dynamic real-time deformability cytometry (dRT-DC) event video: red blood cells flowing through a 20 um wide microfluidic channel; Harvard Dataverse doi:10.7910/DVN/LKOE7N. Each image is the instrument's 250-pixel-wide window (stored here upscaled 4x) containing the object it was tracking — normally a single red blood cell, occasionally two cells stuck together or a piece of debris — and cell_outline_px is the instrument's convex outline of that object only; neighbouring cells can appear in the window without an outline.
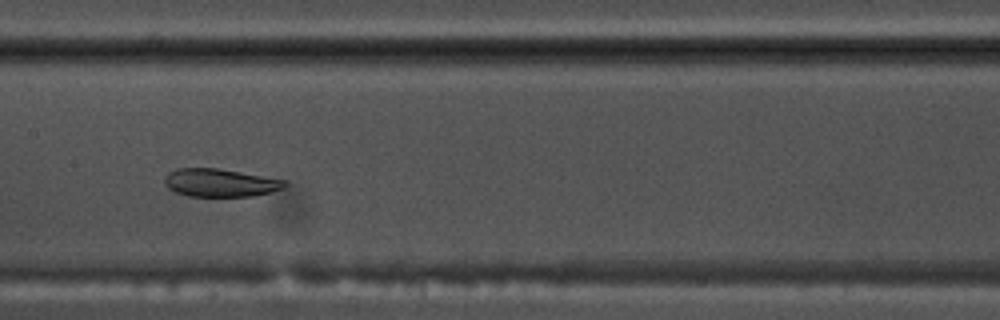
{"species": "common noctule bat (a hibernating species)", "species_latin": "Nyctalus noctula", "temperature_condition": "warm", "stored_images_in_passage": 52, "camera_frame_rate_fps": 3000, "um_per_image_px": 0.085, "animal": {"sex": "male", "body_mass_g": 17.5, "forearm_length_mm": 52.3}, "frame": {"image": 1, "passage_image": 25, "time_ms": 8.0, "image_size_px": [1000, 320], "cell_outline_px": [[288, 184], [284, 188], [252, 196], [188, 196], [176, 192], [168, 188], [164, 184], [164, 176], [168, 172], [176, 168], [216, 168], [240, 172], [284, 180]], "centroid_in_image_um": [18.65, 15.53], "position_along_channel_um": 188.7, "area_um2": 19.48}}
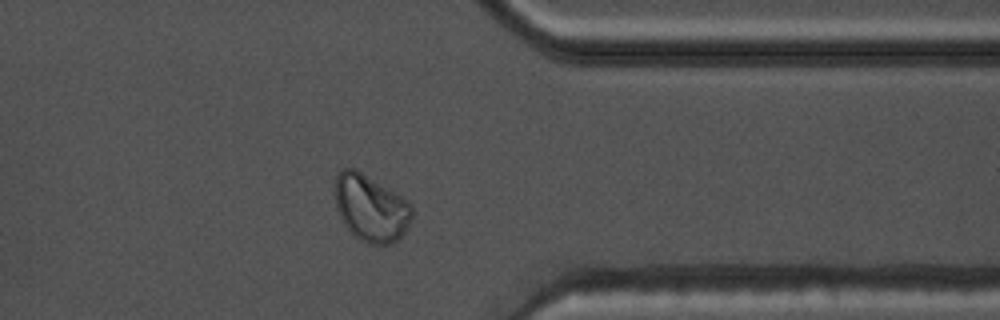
{"frame": {"image": 2, "passage_image": 41, "time_ms": 13.333, "image_size_px": [1000, 320], "cell_outline_px": [[412, 216], [408, 228], [396, 240], [388, 244], [368, 244], [360, 240], [344, 224], [336, 208], [332, 192], [336, 176], [340, 168], [356, 168], [408, 200], [412, 204]], "centroid_in_image_um": [31.48, 17.64], "position_along_channel_um": 379.9, "area_um2": 30.35}}
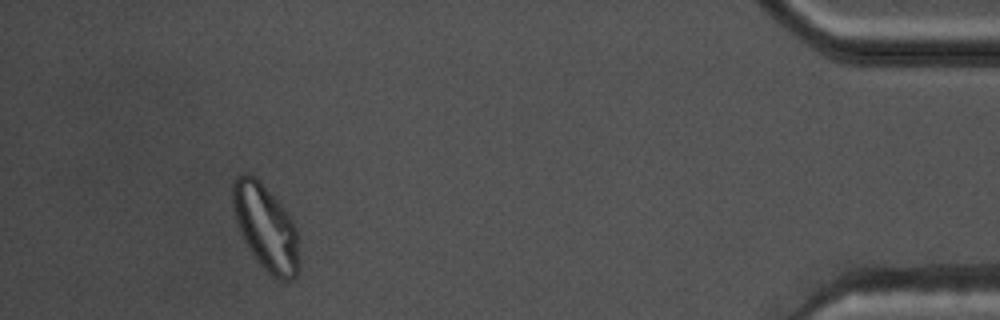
{"frame": {"image": 3, "passage_image": 48, "time_ms": 15.667, "image_size_px": [1000, 320], "cell_outline_px": [[296, 276], [292, 280], [280, 280], [272, 276], [256, 260], [248, 248], [240, 232], [232, 208], [232, 180], [236, 176], [244, 172], [248, 172], [256, 176], [260, 180], [284, 208], [292, 220], [296, 228]], "centroid_in_image_um": [22.52, 19.25], "position_along_channel_um": 412.7, "area_um2": 32.77}}